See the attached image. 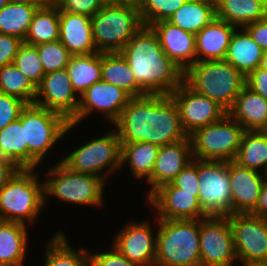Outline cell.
Segmentation results:
<instances>
[{
	"label": "cell",
	"mask_w": 267,
	"mask_h": 266,
	"mask_svg": "<svg viewBox=\"0 0 267 266\" xmlns=\"http://www.w3.org/2000/svg\"><path fill=\"white\" fill-rule=\"evenodd\" d=\"M113 126L121 143L143 141L161 147L189 138L170 95L132 97Z\"/></svg>",
	"instance_id": "cell-1"
},
{
	"label": "cell",
	"mask_w": 267,
	"mask_h": 266,
	"mask_svg": "<svg viewBox=\"0 0 267 266\" xmlns=\"http://www.w3.org/2000/svg\"><path fill=\"white\" fill-rule=\"evenodd\" d=\"M120 53L147 94L170 95L183 82L184 73L164 53L151 27L142 26Z\"/></svg>",
	"instance_id": "cell-2"
},
{
	"label": "cell",
	"mask_w": 267,
	"mask_h": 266,
	"mask_svg": "<svg viewBox=\"0 0 267 266\" xmlns=\"http://www.w3.org/2000/svg\"><path fill=\"white\" fill-rule=\"evenodd\" d=\"M155 266H201L200 219H157Z\"/></svg>",
	"instance_id": "cell-3"
},
{
	"label": "cell",
	"mask_w": 267,
	"mask_h": 266,
	"mask_svg": "<svg viewBox=\"0 0 267 266\" xmlns=\"http://www.w3.org/2000/svg\"><path fill=\"white\" fill-rule=\"evenodd\" d=\"M91 23L100 53L120 52L143 26L137 0H109L91 17Z\"/></svg>",
	"instance_id": "cell-4"
},
{
	"label": "cell",
	"mask_w": 267,
	"mask_h": 266,
	"mask_svg": "<svg viewBox=\"0 0 267 266\" xmlns=\"http://www.w3.org/2000/svg\"><path fill=\"white\" fill-rule=\"evenodd\" d=\"M246 76L224 59L195 62L183 74V81L195 92L216 101L226 111L246 85Z\"/></svg>",
	"instance_id": "cell-5"
},
{
	"label": "cell",
	"mask_w": 267,
	"mask_h": 266,
	"mask_svg": "<svg viewBox=\"0 0 267 266\" xmlns=\"http://www.w3.org/2000/svg\"><path fill=\"white\" fill-rule=\"evenodd\" d=\"M37 169H20L0 189V220L33 225L43 210L44 184Z\"/></svg>",
	"instance_id": "cell-6"
},
{
	"label": "cell",
	"mask_w": 267,
	"mask_h": 266,
	"mask_svg": "<svg viewBox=\"0 0 267 266\" xmlns=\"http://www.w3.org/2000/svg\"><path fill=\"white\" fill-rule=\"evenodd\" d=\"M25 124V143L28 144V169L43 164L47 153L73 127L61 114L38 105L27 104L19 115ZM42 162V163H41Z\"/></svg>",
	"instance_id": "cell-7"
},
{
	"label": "cell",
	"mask_w": 267,
	"mask_h": 266,
	"mask_svg": "<svg viewBox=\"0 0 267 266\" xmlns=\"http://www.w3.org/2000/svg\"><path fill=\"white\" fill-rule=\"evenodd\" d=\"M51 167L45 172L48 178L43 181L44 204L51 196L67 204L91 207L103 205L106 182L100 176L73 172L60 161Z\"/></svg>",
	"instance_id": "cell-8"
},
{
	"label": "cell",
	"mask_w": 267,
	"mask_h": 266,
	"mask_svg": "<svg viewBox=\"0 0 267 266\" xmlns=\"http://www.w3.org/2000/svg\"><path fill=\"white\" fill-rule=\"evenodd\" d=\"M111 130L105 136L92 137L60 162L73 172L97 175L106 182L108 175L121 170V141L115 128Z\"/></svg>",
	"instance_id": "cell-9"
},
{
	"label": "cell",
	"mask_w": 267,
	"mask_h": 266,
	"mask_svg": "<svg viewBox=\"0 0 267 266\" xmlns=\"http://www.w3.org/2000/svg\"><path fill=\"white\" fill-rule=\"evenodd\" d=\"M244 128L225 114L220 120L197 129L189 137L193 158L211 161H234Z\"/></svg>",
	"instance_id": "cell-10"
},
{
	"label": "cell",
	"mask_w": 267,
	"mask_h": 266,
	"mask_svg": "<svg viewBox=\"0 0 267 266\" xmlns=\"http://www.w3.org/2000/svg\"><path fill=\"white\" fill-rule=\"evenodd\" d=\"M199 202L208 216L232 215L228 162L198 159Z\"/></svg>",
	"instance_id": "cell-11"
},
{
	"label": "cell",
	"mask_w": 267,
	"mask_h": 266,
	"mask_svg": "<svg viewBox=\"0 0 267 266\" xmlns=\"http://www.w3.org/2000/svg\"><path fill=\"white\" fill-rule=\"evenodd\" d=\"M228 218L238 262L242 266L267 263V219L250 213Z\"/></svg>",
	"instance_id": "cell-12"
},
{
	"label": "cell",
	"mask_w": 267,
	"mask_h": 266,
	"mask_svg": "<svg viewBox=\"0 0 267 266\" xmlns=\"http://www.w3.org/2000/svg\"><path fill=\"white\" fill-rule=\"evenodd\" d=\"M201 266H233L237 262L228 216L200 219Z\"/></svg>",
	"instance_id": "cell-13"
},
{
	"label": "cell",
	"mask_w": 267,
	"mask_h": 266,
	"mask_svg": "<svg viewBox=\"0 0 267 266\" xmlns=\"http://www.w3.org/2000/svg\"><path fill=\"white\" fill-rule=\"evenodd\" d=\"M170 96L177 104L183 129L188 136L227 114L216 101L195 92L184 81Z\"/></svg>",
	"instance_id": "cell-14"
},
{
	"label": "cell",
	"mask_w": 267,
	"mask_h": 266,
	"mask_svg": "<svg viewBox=\"0 0 267 266\" xmlns=\"http://www.w3.org/2000/svg\"><path fill=\"white\" fill-rule=\"evenodd\" d=\"M132 97L123 89L103 80L94 83L81 96L76 116L69 122L76 126L94 112H100L113 124Z\"/></svg>",
	"instance_id": "cell-15"
},
{
	"label": "cell",
	"mask_w": 267,
	"mask_h": 266,
	"mask_svg": "<svg viewBox=\"0 0 267 266\" xmlns=\"http://www.w3.org/2000/svg\"><path fill=\"white\" fill-rule=\"evenodd\" d=\"M79 101L66 69L46 73L36 87L34 104L61 114L68 122L76 116Z\"/></svg>",
	"instance_id": "cell-16"
},
{
	"label": "cell",
	"mask_w": 267,
	"mask_h": 266,
	"mask_svg": "<svg viewBox=\"0 0 267 266\" xmlns=\"http://www.w3.org/2000/svg\"><path fill=\"white\" fill-rule=\"evenodd\" d=\"M198 197L199 192H187L167 183L146 199L147 206L154 207L156 219H202L208 215Z\"/></svg>",
	"instance_id": "cell-17"
},
{
	"label": "cell",
	"mask_w": 267,
	"mask_h": 266,
	"mask_svg": "<svg viewBox=\"0 0 267 266\" xmlns=\"http://www.w3.org/2000/svg\"><path fill=\"white\" fill-rule=\"evenodd\" d=\"M150 221H129L113 238V246L138 266H155L157 234Z\"/></svg>",
	"instance_id": "cell-18"
},
{
	"label": "cell",
	"mask_w": 267,
	"mask_h": 266,
	"mask_svg": "<svg viewBox=\"0 0 267 266\" xmlns=\"http://www.w3.org/2000/svg\"><path fill=\"white\" fill-rule=\"evenodd\" d=\"M190 137L159 148L150 178L145 181L151 185L146 192L148 198L160 186L171 181L193 160Z\"/></svg>",
	"instance_id": "cell-19"
},
{
	"label": "cell",
	"mask_w": 267,
	"mask_h": 266,
	"mask_svg": "<svg viewBox=\"0 0 267 266\" xmlns=\"http://www.w3.org/2000/svg\"><path fill=\"white\" fill-rule=\"evenodd\" d=\"M231 188L232 214L251 213L258 202L265 174L228 162Z\"/></svg>",
	"instance_id": "cell-20"
},
{
	"label": "cell",
	"mask_w": 267,
	"mask_h": 266,
	"mask_svg": "<svg viewBox=\"0 0 267 266\" xmlns=\"http://www.w3.org/2000/svg\"><path fill=\"white\" fill-rule=\"evenodd\" d=\"M150 27L157 34L164 53L183 73L196 62L195 34L167 20L158 21Z\"/></svg>",
	"instance_id": "cell-21"
},
{
	"label": "cell",
	"mask_w": 267,
	"mask_h": 266,
	"mask_svg": "<svg viewBox=\"0 0 267 266\" xmlns=\"http://www.w3.org/2000/svg\"><path fill=\"white\" fill-rule=\"evenodd\" d=\"M59 40L71 55L98 52L93 40L91 17L59 10Z\"/></svg>",
	"instance_id": "cell-22"
},
{
	"label": "cell",
	"mask_w": 267,
	"mask_h": 266,
	"mask_svg": "<svg viewBox=\"0 0 267 266\" xmlns=\"http://www.w3.org/2000/svg\"><path fill=\"white\" fill-rule=\"evenodd\" d=\"M236 27L215 18L195 35L196 62L224 59Z\"/></svg>",
	"instance_id": "cell-23"
},
{
	"label": "cell",
	"mask_w": 267,
	"mask_h": 266,
	"mask_svg": "<svg viewBox=\"0 0 267 266\" xmlns=\"http://www.w3.org/2000/svg\"><path fill=\"white\" fill-rule=\"evenodd\" d=\"M227 114L244 130H260L267 122V100L245 85Z\"/></svg>",
	"instance_id": "cell-24"
},
{
	"label": "cell",
	"mask_w": 267,
	"mask_h": 266,
	"mask_svg": "<svg viewBox=\"0 0 267 266\" xmlns=\"http://www.w3.org/2000/svg\"><path fill=\"white\" fill-rule=\"evenodd\" d=\"M262 54L263 50L249 32L245 28H236L231 36L224 60L247 76L259 67Z\"/></svg>",
	"instance_id": "cell-25"
},
{
	"label": "cell",
	"mask_w": 267,
	"mask_h": 266,
	"mask_svg": "<svg viewBox=\"0 0 267 266\" xmlns=\"http://www.w3.org/2000/svg\"><path fill=\"white\" fill-rule=\"evenodd\" d=\"M215 3L216 18L236 28L263 20L267 12V0H215Z\"/></svg>",
	"instance_id": "cell-26"
},
{
	"label": "cell",
	"mask_w": 267,
	"mask_h": 266,
	"mask_svg": "<svg viewBox=\"0 0 267 266\" xmlns=\"http://www.w3.org/2000/svg\"><path fill=\"white\" fill-rule=\"evenodd\" d=\"M27 225L0 220V262L24 266L28 246Z\"/></svg>",
	"instance_id": "cell-27"
},
{
	"label": "cell",
	"mask_w": 267,
	"mask_h": 266,
	"mask_svg": "<svg viewBox=\"0 0 267 266\" xmlns=\"http://www.w3.org/2000/svg\"><path fill=\"white\" fill-rule=\"evenodd\" d=\"M215 18V0H187L167 21L196 35Z\"/></svg>",
	"instance_id": "cell-28"
},
{
	"label": "cell",
	"mask_w": 267,
	"mask_h": 266,
	"mask_svg": "<svg viewBox=\"0 0 267 266\" xmlns=\"http://www.w3.org/2000/svg\"><path fill=\"white\" fill-rule=\"evenodd\" d=\"M59 40V8L46 0L33 15L24 43L37 46Z\"/></svg>",
	"instance_id": "cell-29"
},
{
	"label": "cell",
	"mask_w": 267,
	"mask_h": 266,
	"mask_svg": "<svg viewBox=\"0 0 267 266\" xmlns=\"http://www.w3.org/2000/svg\"><path fill=\"white\" fill-rule=\"evenodd\" d=\"M101 80L123 89L131 97L147 95L137 84L130 66L120 52L102 53Z\"/></svg>",
	"instance_id": "cell-30"
},
{
	"label": "cell",
	"mask_w": 267,
	"mask_h": 266,
	"mask_svg": "<svg viewBox=\"0 0 267 266\" xmlns=\"http://www.w3.org/2000/svg\"><path fill=\"white\" fill-rule=\"evenodd\" d=\"M102 53L71 55L66 71L74 91L80 97L89 87L101 80Z\"/></svg>",
	"instance_id": "cell-31"
},
{
	"label": "cell",
	"mask_w": 267,
	"mask_h": 266,
	"mask_svg": "<svg viewBox=\"0 0 267 266\" xmlns=\"http://www.w3.org/2000/svg\"><path fill=\"white\" fill-rule=\"evenodd\" d=\"M159 146L143 141L121 143V167L125 164L130 168L132 175L137 179L147 181L158 155Z\"/></svg>",
	"instance_id": "cell-32"
},
{
	"label": "cell",
	"mask_w": 267,
	"mask_h": 266,
	"mask_svg": "<svg viewBox=\"0 0 267 266\" xmlns=\"http://www.w3.org/2000/svg\"><path fill=\"white\" fill-rule=\"evenodd\" d=\"M65 233L59 231L45 246L43 266H90L89 252L85 248L75 251Z\"/></svg>",
	"instance_id": "cell-33"
},
{
	"label": "cell",
	"mask_w": 267,
	"mask_h": 266,
	"mask_svg": "<svg viewBox=\"0 0 267 266\" xmlns=\"http://www.w3.org/2000/svg\"><path fill=\"white\" fill-rule=\"evenodd\" d=\"M234 162L265 174L267 171V137L259 130H245Z\"/></svg>",
	"instance_id": "cell-34"
},
{
	"label": "cell",
	"mask_w": 267,
	"mask_h": 266,
	"mask_svg": "<svg viewBox=\"0 0 267 266\" xmlns=\"http://www.w3.org/2000/svg\"><path fill=\"white\" fill-rule=\"evenodd\" d=\"M42 4L9 2L0 10V34L14 35L24 41L33 15Z\"/></svg>",
	"instance_id": "cell-35"
},
{
	"label": "cell",
	"mask_w": 267,
	"mask_h": 266,
	"mask_svg": "<svg viewBox=\"0 0 267 266\" xmlns=\"http://www.w3.org/2000/svg\"><path fill=\"white\" fill-rule=\"evenodd\" d=\"M0 156L13 161L21 169H28L25 124L19 118L0 130Z\"/></svg>",
	"instance_id": "cell-36"
},
{
	"label": "cell",
	"mask_w": 267,
	"mask_h": 266,
	"mask_svg": "<svg viewBox=\"0 0 267 266\" xmlns=\"http://www.w3.org/2000/svg\"><path fill=\"white\" fill-rule=\"evenodd\" d=\"M0 93L17 97L26 104H33L36 87L14 63L0 68Z\"/></svg>",
	"instance_id": "cell-37"
},
{
	"label": "cell",
	"mask_w": 267,
	"mask_h": 266,
	"mask_svg": "<svg viewBox=\"0 0 267 266\" xmlns=\"http://www.w3.org/2000/svg\"><path fill=\"white\" fill-rule=\"evenodd\" d=\"M187 0H137L139 15L143 26L167 20Z\"/></svg>",
	"instance_id": "cell-38"
},
{
	"label": "cell",
	"mask_w": 267,
	"mask_h": 266,
	"mask_svg": "<svg viewBox=\"0 0 267 266\" xmlns=\"http://www.w3.org/2000/svg\"><path fill=\"white\" fill-rule=\"evenodd\" d=\"M13 63L35 87L40 84L45 73L36 46L23 42Z\"/></svg>",
	"instance_id": "cell-39"
},
{
	"label": "cell",
	"mask_w": 267,
	"mask_h": 266,
	"mask_svg": "<svg viewBox=\"0 0 267 266\" xmlns=\"http://www.w3.org/2000/svg\"><path fill=\"white\" fill-rule=\"evenodd\" d=\"M44 73L66 69L71 54L60 40L36 46Z\"/></svg>",
	"instance_id": "cell-40"
},
{
	"label": "cell",
	"mask_w": 267,
	"mask_h": 266,
	"mask_svg": "<svg viewBox=\"0 0 267 266\" xmlns=\"http://www.w3.org/2000/svg\"><path fill=\"white\" fill-rule=\"evenodd\" d=\"M60 11L94 16L109 0H52Z\"/></svg>",
	"instance_id": "cell-41"
},
{
	"label": "cell",
	"mask_w": 267,
	"mask_h": 266,
	"mask_svg": "<svg viewBox=\"0 0 267 266\" xmlns=\"http://www.w3.org/2000/svg\"><path fill=\"white\" fill-rule=\"evenodd\" d=\"M26 105L17 97L0 93V130L17 120Z\"/></svg>",
	"instance_id": "cell-42"
},
{
	"label": "cell",
	"mask_w": 267,
	"mask_h": 266,
	"mask_svg": "<svg viewBox=\"0 0 267 266\" xmlns=\"http://www.w3.org/2000/svg\"><path fill=\"white\" fill-rule=\"evenodd\" d=\"M171 184L187 192H199L198 159L194 158L172 181Z\"/></svg>",
	"instance_id": "cell-43"
},
{
	"label": "cell",
	"mask_w": 267,
	"mask_h": 266,
	"mask_svg": "<svg viewBox=\"0 0 267 266\" xmlns=\"http://www.w3.org/2000/svg\"><path fill=\"white\" fill-rule=\"evenodd\" d=\"M110 251L89 252L90 266H138L124 257L113 245Z\"/></svg>",
	"instance_id": "cell-44"
},
{
	"label": "cell",
	"mask_w": 267,
	"mask_h": 266,
	"mask_svg": "<svg viewBox=\"0 0 267 266\" xmlns=\"http://www.w3.org/2000/svg\"><path fill=\"white\" fill-rule=\"evenodd\" d=\"M22 43L23 40L17 36L0 34V68L14 62Z\"/></svg>",
	"instance_id": "cell-45"
},
{
	"label": "cell",
	"mask_w": 267,
	"mask_h": 266,
	"mask_svg": "<svg viewBox=\"0 0 267 266\" xmlns=\"http://www.w3.org/2000/svg\"><path fill=\"white\" fill-rule=\"evenodd\" d=\"M246 86L267 100V71L257 68L246 76Z\"/></svg>",
	"instance_id": "cell-46"
},
{
	"label": "cell",
	"mask_w": 267,
	"mask_h": 266,
	"mask_svg": "<svg viewBox=\"0 0 267 266\" xmlns=\"http://www.w3.org/2000/svg\"><path fill=\"white\" fill-rule=\"evenodd\" d=\"M245 29L263 51L267 50V21L265 19L252 22Z\"/></svg>",
	"instance_id": "cell-47"
},
{
	"label": "cell",
	"mask_w": 267,
	"mask_h": 266,
	"mask_svg": "<svg viewBox=\"0 0 267 266\" xmlns=\"http://www.w3.org/2000/svg\"><path fill=\"white\" fill-rule=\"evenodd\" d=\"M21 168L13 161L0 156V189L7 184Z\"/></svg>",
	"instance_id": "cell-48"
},
{
	"label": "cell",
	"mask_w": 267,
	"mask_h": 266,
	"mask_svg": "<svg viewBox=\"0 0 267 266\" xmlns=\"http://www.w3.org/2000/svg\"><path fill=\"white\" fill-rule=\"evenodd\" d=\"M255 216L267 219V179H264V183L259 195V199L255 209L250 213Z\"/></svg>",
	"instance_id": "cell-49"
},
{
	"label": "cell",
	"mask_w": 267,
	"mask_h": 266,
	"mask_svg": "<svg viewBox=\"0 0 267 266\" xmlns=\"http://www.w3.org/2000/svg\"><path fill=\"white\" fill-rule=\"evenodd\" d=\"M259 68L267 71V50L263 51Z\"/></svg>",
	"instance_id": "cell-50"
},
{
	"label": "cell",
	"mask_w": 267,
	"mask_h": 266,
	"mask_svg": "<svg viewBox=\"0 0 267 266\" xmlns=\"http://www.w3.org/2000/svg\"><path fill=\"white\" fill-rule=\"evenodd\" d=\"M9 2H21V3H44L46 0H8Z\"/></svg>",
	"instance_id": "cell-51"
},
{
	"label": "cell",
	"mask_w": 267,
	"mask_h": 266,
	"mask_svg": "<svg viewBox=\"0 0 267 266\" xmlns=\"http://www.w3.org/2000/svg\"><path fill=\"white\" fill-rule=\"evenodd\" d=\"M265 137H267V122L259 130Z\"/></svg>",
	"instance_id": "cell-52"
},
{
	"label": "cell",
	"mask_w": 267,
	"mask_h": 266,
	"mask_svg": "<svg viewBox=\"0 0 267 266\" xmlns=\"http://www.w3.org/2000/svg\"><path fill=\"white\" fill-rule=\"evenodd\" d=\"M9 3L8 0H0V10Z\"/></svg>",
	"instance_id": "cell-53"
},
{
	"label": "cell",
	"mask_w": 267,
	"mask_h": 266,
	"mask_svg": "<svg viewBox=\"0 0 267 266\" xmlns=\"http://www.w3.org/2000/svg\"><path fill=\"white\" fill-rule=\"evenodd\" d=\"M248 266H267V263H261V264H251Z\"/></svg>",
	"instance_id": "cell-54"
},
{
	"label": "cell",
	"mask_w": 267,
	"mask_h": 266,
	"mask_svg": "<svg viewBox=\"0 0 267 266\" xmlns=\"http://www.w3.org/2000/svg\"><path fill=\"white\" fill-rule=\"evenodd\" d=\"M0 266H9V265H7V264H5V263H2V262H0Z\"/></svg>",
	"instance_id": "cell-55"
}]
</instances>
